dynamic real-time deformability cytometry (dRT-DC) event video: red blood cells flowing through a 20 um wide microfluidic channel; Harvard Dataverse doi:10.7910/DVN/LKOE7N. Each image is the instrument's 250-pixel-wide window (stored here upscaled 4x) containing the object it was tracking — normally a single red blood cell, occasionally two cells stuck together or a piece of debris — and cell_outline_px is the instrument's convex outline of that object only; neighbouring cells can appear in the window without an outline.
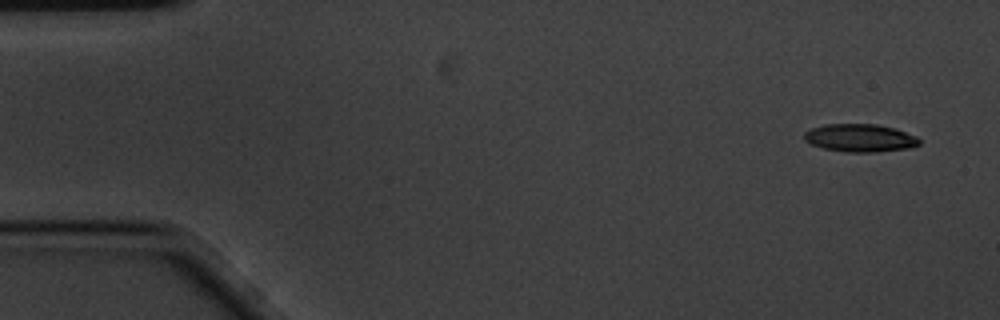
{"species": "common noctule bat (a hibernating species)", "species_latin": "Nyctalus noctula", "temperature_condition": "cold", "stored_images_in_passage": 10, "camera_frame_rate_fps": 3000, "um_per_image_px": 0.085, "animal": {"sex": "male", "body_mass_g": 20.1, "forearm_length_mm": 53.5}, "frame": {"image": 1, "passage_image": 1, "time_ms": 0.0, "image_size_px": [1000, 320], "cell_outline_px": [[920, 144], [912, 148], [872, 152], [848, 152], [824, 148], [812, 144], [804, 140], [804, 132], [812, 128], [824, 124], [876, 124], [892, 128], [916, 136], [920, 140]], "centroid_in_image_um": [73.1, 11.72], "position_along_channel_um": 11.9, "area_um2": 18.55}}
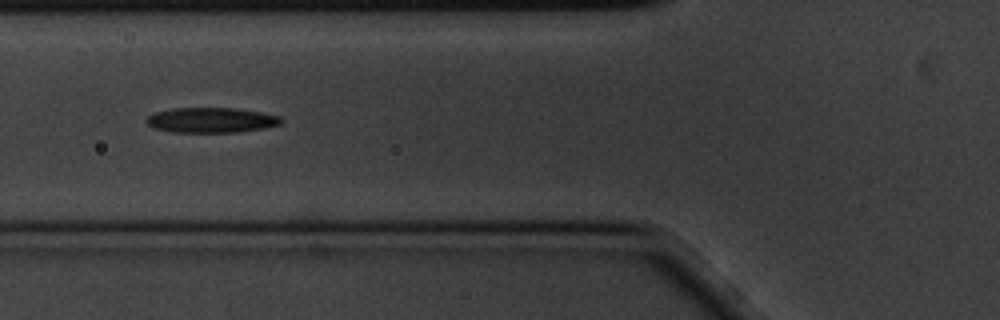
{"frame": {"image": 2, "passage_image": 6, "time_ms": 1.667, "image_size_px": [1000, 320], "cell_outline_px": [[284, 120], [280, 124], [260, 128], [236, 132], [172, 132], [152, 128], [144, 120], [148, 116], [156, 112], [172, 108], [236, 108], [260, 112], [280, 116]], "centroid_in_image_um": [17.91, 10.2], "position_along_channel_um": 107.9, "area_um2": 19.65}}
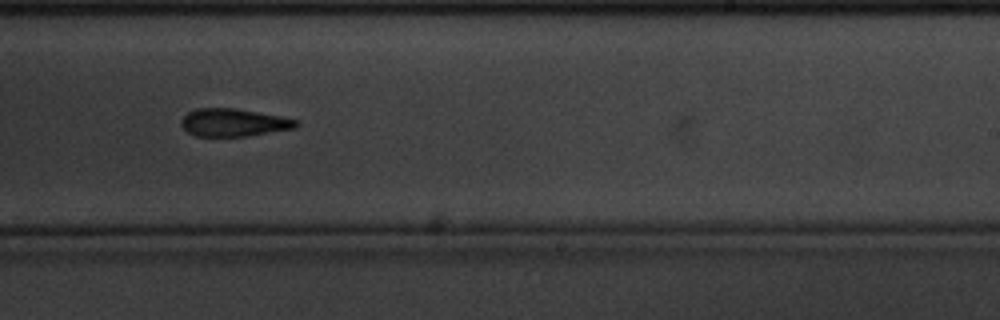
{"frame": {"image": 3, "passage_image": 10, "time_ms": 3.0, "image_size_px": [1000, 320], "cell_outline_px": [[300, 124], [296, 128], [248, 136], [196, 136], [188, 132], [180, 124], [180, 120], [188, 112], [196, 108], [232, 108], [280, 116], [296, 120]], "centroid_in_image_um": [19.84, 10.42], "position_along_channel_um": 269.2, "area_um2": 18.5}}